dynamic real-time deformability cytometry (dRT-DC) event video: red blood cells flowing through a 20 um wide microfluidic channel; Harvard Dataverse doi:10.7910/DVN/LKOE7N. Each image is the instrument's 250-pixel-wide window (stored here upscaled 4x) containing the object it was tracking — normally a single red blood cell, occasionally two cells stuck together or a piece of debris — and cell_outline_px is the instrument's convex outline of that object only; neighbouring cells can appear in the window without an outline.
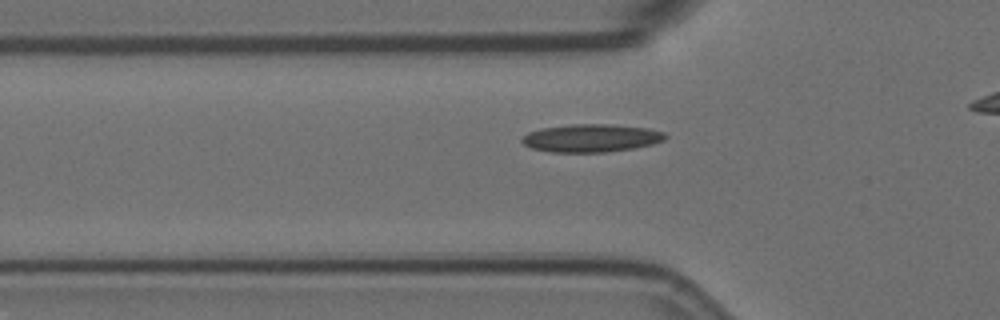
{"species": "Egyptian fruit bat (a non-hibernating species)", "species_latin": "Rousettus aegyptiacus", "temperature_condition": "room temperature", "stored_images_in_passage": 4, "segment_of_instrument_passage": [2, 2], "camera_frame_rate_fps": 3000, "um_per_image_px": 0.085, "animal": {"sex": "female"}, "frame": {"image": 1, "passage_image": 4, "time_ms": 1.0, "image_size_px": [1000, 320], "cell_outline_px": [[668, 136], [664, 140], [652, 144], [632, 148], [604, 152], [552, 152], [532, 148], [524, 144], [520, 140], [528, 132], [540, 128], [572, 124], [608, 124], [648, 128], [664, 132]], "centroid_in_image_um": [50.25, 11.73], "position_along_channel_um": 75.6, "area_um2": 23.24}}